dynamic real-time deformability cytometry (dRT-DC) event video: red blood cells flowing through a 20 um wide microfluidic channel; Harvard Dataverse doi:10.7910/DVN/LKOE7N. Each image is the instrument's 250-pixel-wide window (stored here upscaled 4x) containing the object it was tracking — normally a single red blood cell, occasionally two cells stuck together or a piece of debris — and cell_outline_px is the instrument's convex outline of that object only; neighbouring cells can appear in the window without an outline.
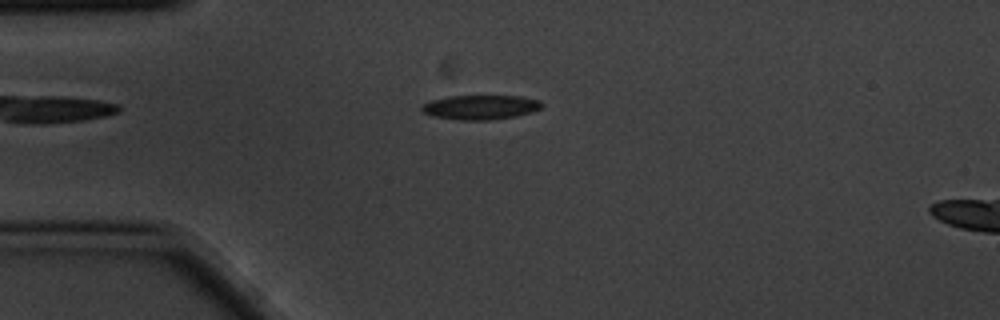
{"species": "common noctule bat (a hibernating species)", "species_latin": "Nyctalus noctula", "temperature_condition": "cold", "stored_images_in_passage": 7, "camera_frame_rate_fps": 3000, "um_per_image_px": 0.085, "animal": {"sex": "male", "body_mass_g": 20.1, "forearm_length_mm": 53.5}, "frame": {"image": 1, "passage_image": 1, "time_ms": 0.0, "image_size_px": [1000, 320], "cell_outline_px": [[544, 104], [540, 108], [532, 112], [516, 116], [492, 120], [460, 120], [432, 116], [424, 112], [420, 108], [424, 104], [432, 100], [448, 96], [520, 96], [540, 100]], "centroid_in_image_um": [40.87, 9.11], "position_along_channel_um": 44.1, "area_um2": 17.11}}
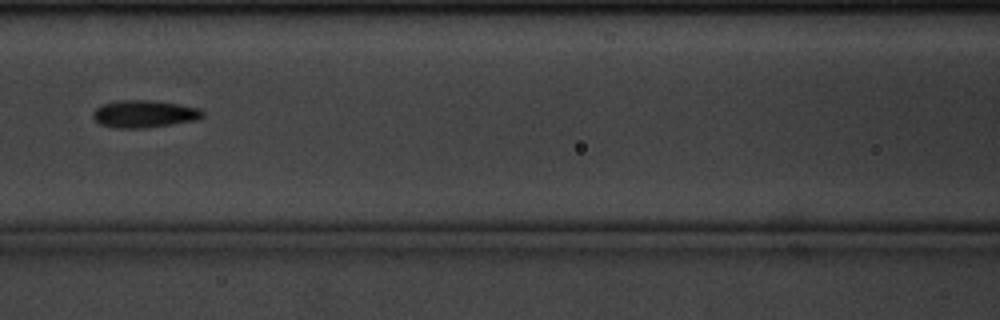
{"frame": {"image": 2, "passage_image": 4, "time_ms": 1.0, "image_size_px": [1000, 320], "cell_outline_px": [[204, 116], [200, 120], [148, 128], [116, 128], [100, 124], [92, 116], [92, 112], [100, 104], [116, 100], [152, 100], [180, 104], [200, 108], [204, 112]], "centroid_in_image_um": [12.29, 9.68], "position_along_channel_um": 154.3, "area_um2": 17.92}}